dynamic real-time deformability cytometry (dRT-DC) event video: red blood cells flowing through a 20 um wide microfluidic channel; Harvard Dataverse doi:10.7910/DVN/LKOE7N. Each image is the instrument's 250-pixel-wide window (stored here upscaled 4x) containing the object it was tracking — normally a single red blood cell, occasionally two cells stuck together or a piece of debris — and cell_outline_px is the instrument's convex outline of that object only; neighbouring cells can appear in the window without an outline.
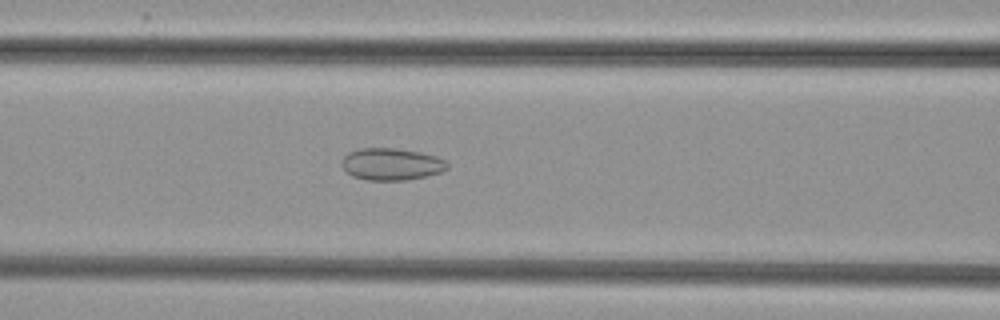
{"species": "common noctule bat (a hibernating species)", "species_latin": "Nyctalus noctula", "temperature_condition": "cold", "stored_images_in_passage": 31, "camera_frame_rate_fps": 3000, "um_per_image_px": 0.085, "animal": {"sex": "female", "body_mass_g": 29.2, "forearm_length_mm": 56.3}, "frame": {"image": 1, "passage_image": 8, "time_ms": 2.333, "image_size_px": [1000, 320], "cell_outline_px": [[448, 168], [440, 172], [424, 176], [404, 180], [368, 180], [352, 176], [340, 164], [344, 156], [348, 152], [360, 148], [396, 148], [420, 152], [436, 156], [444, 160], [448, 164]], "centroid_in_image_um": [33.25, 13.94], "position_along_channel_um": 133.4, "area_um2": 19.59}}
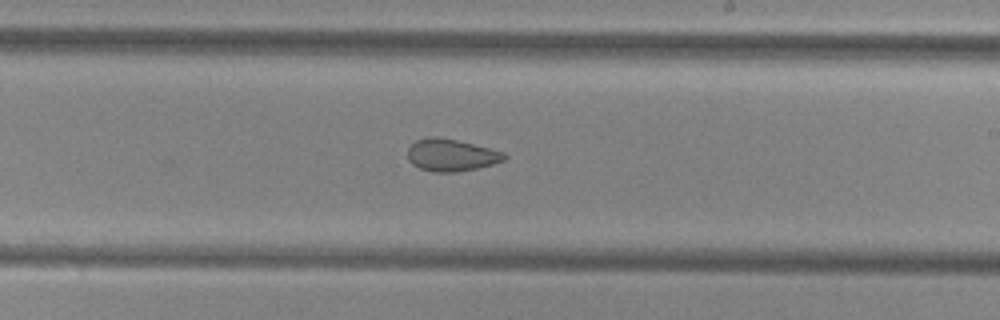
{"frame": {"image": 2, "passage_image": 17, "time_ms": 5.333, "image_size_px": [1000, 320], "cell_outline_px": [[508, 156], [504, 160], [492, 164], [476, 168], [456, 172], [432, 172], [420, 168], [412, 164], [408, 160], [408, 148], [416, 140], [432, 136], [456, 140], [504, 152]], "centroid_in_image_um": [38.33, 13.19], "position_along_channel_um": 250.7, "area_um2": 17.92}}
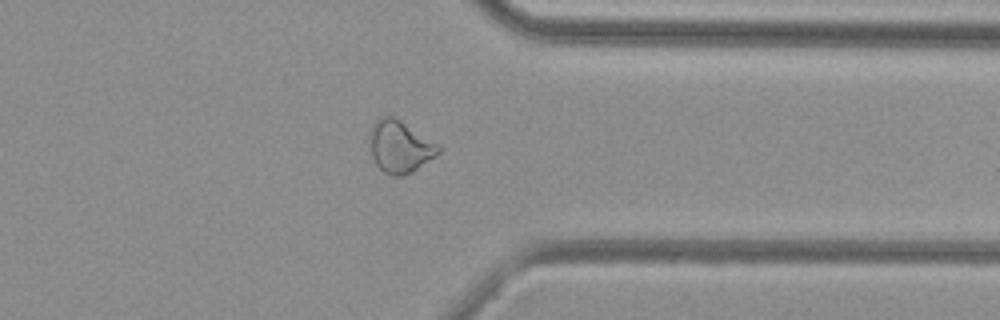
{"frame": {"image": 3, "passage_image": 27, "time_ms": 8.667, "image_size_px": [1000, 320], "cell_outline_px": [[440, 152], [436, 156], [412, 172], [404, 176], [392, 176], [384, 172], [376, 164], [372, 156], [372, 128], [376, 120], [384, 116], [392, 116], [400, 120], [436, 144], [440, 148]], "centroid_in_image_um": [34.01, 12.5], "position_along_channel_um": 377.4, "area_um2": 20.11}}